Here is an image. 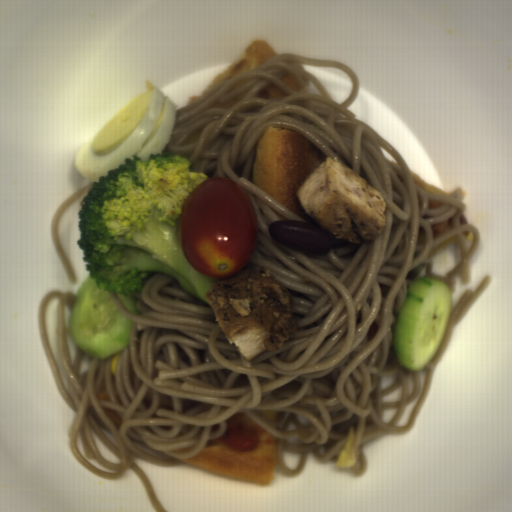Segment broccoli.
<instances>
[{"label":"broccoli","instance_id":"1","mask_svg":"<svg viewBox=\"0 0 512 512\" xmlns=\"http://www.w3.org/2000/svg\"><path fill=\"white\" fill-rule=\"evenodd\" d=\"M131 156L99 176L82 199L76 228L83 269L96 287L124 297L141 293L151 273H163L206 303L218 278L193 267L179 228L189 195L215 169L200 172L174 151L152 153L147 160Z\"/></svg>","mask_w":512,"mask_h":512}]
</instances>
